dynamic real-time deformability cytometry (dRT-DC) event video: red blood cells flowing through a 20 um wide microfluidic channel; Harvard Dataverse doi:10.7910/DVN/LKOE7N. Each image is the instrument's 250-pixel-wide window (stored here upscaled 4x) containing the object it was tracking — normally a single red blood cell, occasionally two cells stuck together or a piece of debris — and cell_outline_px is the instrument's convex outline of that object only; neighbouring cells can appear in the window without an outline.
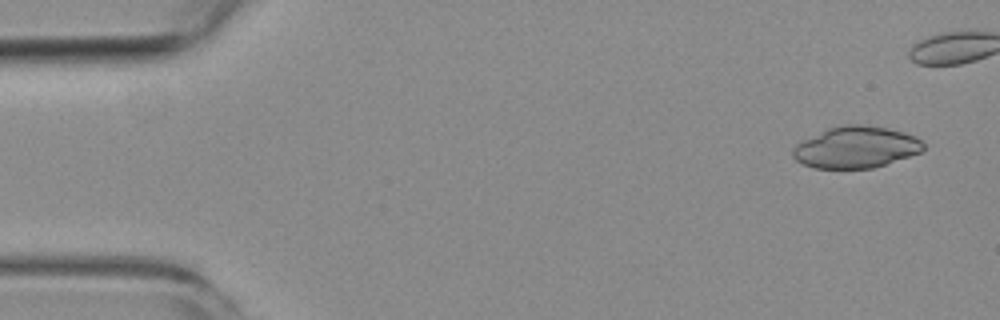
{"species": "common noctule bat (a hibernating species)", "species_latin": "Nyctalus noctula", "temperature_condition": "room temperature", "stored_images_in_passage": 7, "camera_frame_rate_fps": 3000, "um_per_image_px": 0.085, "animal": {"sex": "female", "body_mass_g": 19.3, "forearm_length_mm": 54.1}, "frame": {"image": 1, "passage_image": 1, "time_ms": 0.0, "image_size_px": [1000, 320], "cell_outline_px": [[924, 148], [920, 152], [872, 168], [812, 168], [796, 160], [792, 156], [792, 148], [796, 144], [828, 128], [844, 124], [860, 124], [888, 128], [904, 132], [916, 136], [924, 144]], "centroid_in_image_um": [72.74, 12.51], "position_along_channel_um": 12.3, "area_um2": 31.39}}